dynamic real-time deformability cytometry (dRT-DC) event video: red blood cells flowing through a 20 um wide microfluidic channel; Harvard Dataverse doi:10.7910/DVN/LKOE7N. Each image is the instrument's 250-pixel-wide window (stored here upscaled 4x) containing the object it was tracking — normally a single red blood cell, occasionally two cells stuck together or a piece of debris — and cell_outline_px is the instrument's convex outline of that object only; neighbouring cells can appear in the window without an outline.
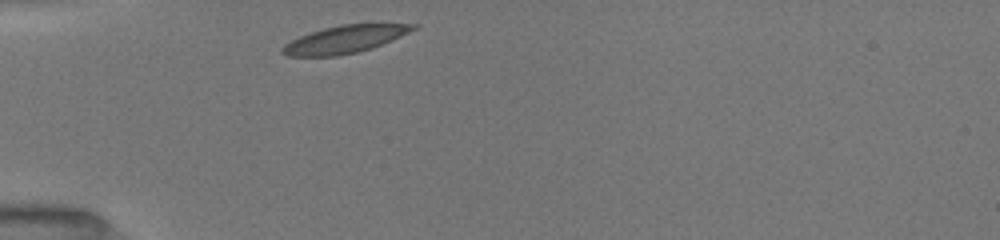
{"species": "common noctule bat (a hibernating species)", "species_latin": "Nyctalus noctula", "temperature_condition": "room temperature", "stored_images_in_passage": 30, "camera_frame_rate_fps": 3000, "um_per_image_px": 0.085, "animal": {"sex": "female", "body_mass_g": 19.5, "forearm_length_mm": 54.1}, "frame": {"image": 1, "passage_image": 1, "time_ms": 0.0, "image_size_px": [1000, 240], "cell_outline_px": [[416, 28], [400, 36], [372, 48], [356, 52], [336, 56], [288, 56], [280, 52], [280, 48], [284, 44], [300, 36], [324, 28], [340, 24], [416, 24]], "centroid_in_image_um": [29.24, 3.35], "position_along_channel_um": 55.8, "area_um2": 20.63}}
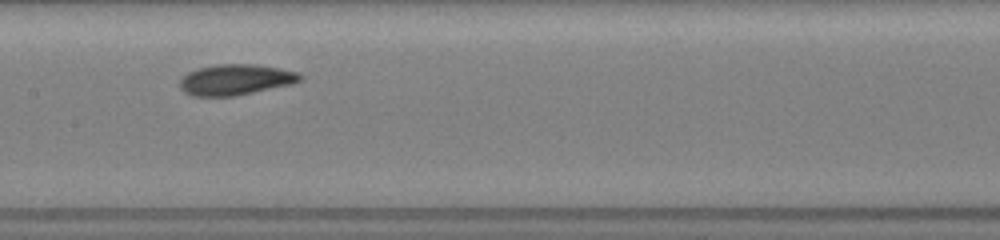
{"frame": {"image": 2, "passage_image": 12, "time_ms": 3.667, "image_size_px": [1000, 240], "cell_outline_px": [[304, 76], [300, 80], [292, 84], [236, 96], [192, 96], [184, 92], [180, 88], [180, 80], [188, 72], [196, 68], [216, 64], [256, 64], [300, 72]], "centroid_in_image_um": [20.03, 6.77], "position_along_channel_um": 187.4, "area_um2": 21.73}}
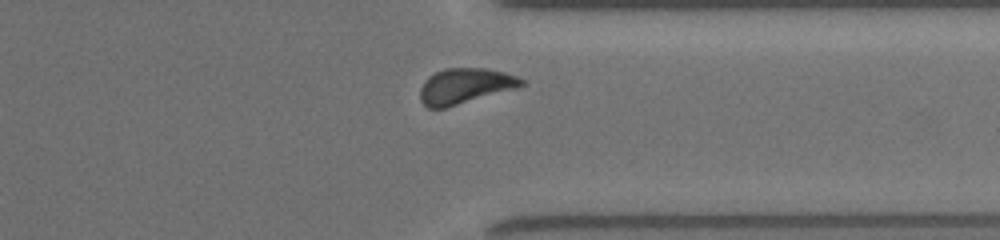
{"frame": {"image": 3, "passage_image": 26, "time_ms": 8.333, "image_size_px": [1000, 240], "cell_outline_px": [[524, 84], [516, 88], [444, 108], [428, 108], [420, 100], [420, 88], [424, 80], [428, 76], [444, 68], [484, 68], [504, 72], [516, 76], [524, 80]], "centroid_in_image_um": [39.49, 7.3], "position_along_channel_um": 371.9, "area_um2": 20.75}, "authors_computed_cell_mechanics": {"area_um2": 20.7502, "velocity_mm_per_s": 3.9587, "shape_relaxation_time_tau1_ms": 2.244, "shape_relaxation_time_tau2_ms": 2.0157, "deformation_change_tau1": 0.1167, "deformation_change_tau2": 0.0682}}